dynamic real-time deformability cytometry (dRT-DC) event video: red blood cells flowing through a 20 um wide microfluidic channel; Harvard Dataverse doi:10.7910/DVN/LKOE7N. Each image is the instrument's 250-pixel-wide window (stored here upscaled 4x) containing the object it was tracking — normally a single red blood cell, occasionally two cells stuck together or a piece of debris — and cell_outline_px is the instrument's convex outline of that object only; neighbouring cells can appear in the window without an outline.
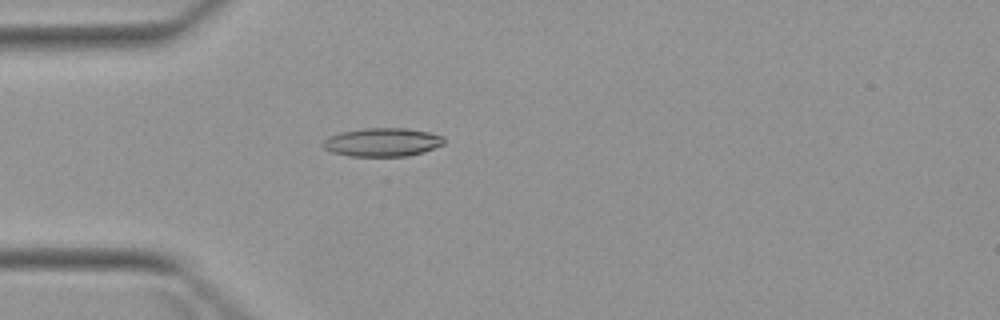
{"species": "Egyptian fruit bat (a non-hibernating species)", "species_latin": "Rousettus aegyptiacus", "temperature_condition": "warm", "stored_images_in_passage": 1, "camera_frame_rate_fps": 3000, "um_per_image_px": 0.085, "animal": {"sex": "female"}, "frame": {"image": 1, "passage_image": 1, "time_ms": 0.0, "image_size_px": [1000, 320], "cell_outline_px": [[444, 144], [424, 152], [408, 156], [348, 156], [332, 152], [324, 148], [320, 144], [328, 136], [340, 132], [364, 128], [408, 128], [428, 132], [444, 136]], "centroid_in_image_um": [32.49, 12.08], "position_along_channel_um": 52.5, "area_um2": 20.29}}